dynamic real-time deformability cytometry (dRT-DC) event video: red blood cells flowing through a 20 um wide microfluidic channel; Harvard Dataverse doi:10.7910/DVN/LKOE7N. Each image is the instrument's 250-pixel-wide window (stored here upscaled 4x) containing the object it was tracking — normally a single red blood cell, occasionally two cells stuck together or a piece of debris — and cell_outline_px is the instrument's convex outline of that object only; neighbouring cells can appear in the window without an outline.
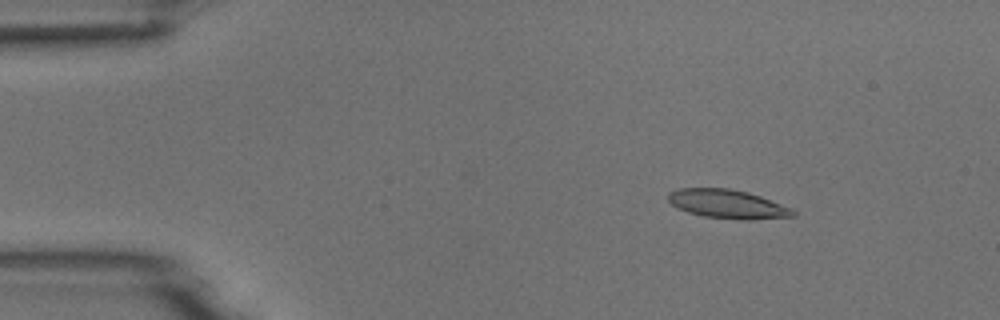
{"species": "common noctule bat (a hibernating species)", "species_latin": "Nyctalus noctula", "temperature_condition": "room temperature", "stored_images_in_passage": 7, "camera_frame_rate_fps": 3000, "um_per_image_px": 0.085, "animal": {"sex": "male", "body_mass_g": 18.8}, "frame": {"image": 1, "passage_image": 2, "time_ms": 1.333, "image_size_px": [1000, 320], "cell_outline_px": [[796, 216], [752, 220], [744, 220], [704, 216], [688, 212], [676, 208], [668, 200], [668, 192], [680, 188], [728, 188], [748, 192], [760, 196], [792, 208], [796, 212]], "centroid_in_image_um": [61.85, 17.34], "position_along_channel_um": 23.1, "area_um2": 21.04}}
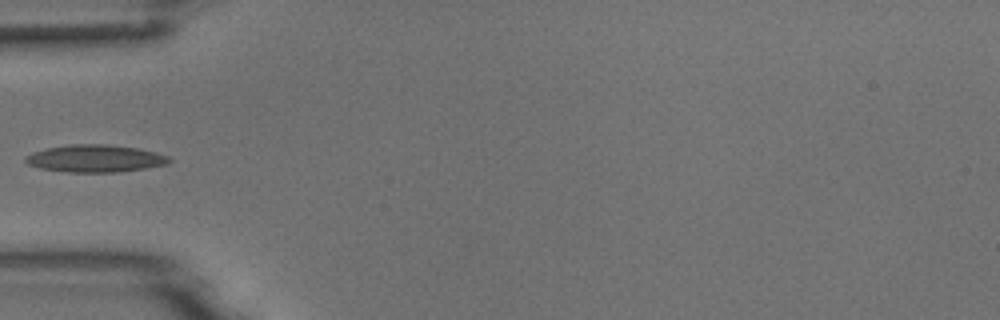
{"frame": {"image": 2, "passage_image": 5, "time_ms": 4.667, "image_size_px": [1000, 320], "cell_outline_px": [[172, 160], [168, 164], [144, 168], [116, 172], [68, 172], [40, 168], [28, 164], [24, 160], [24, 156], [32, 152], [48, 148], [72, 144], [104, 144], [136, 148], [156, 152], [168, 156]], "centroid_in_image_um": [8.08, 13.47], "position_along_channel_um": 76.9, "area_um2": 22.77}}